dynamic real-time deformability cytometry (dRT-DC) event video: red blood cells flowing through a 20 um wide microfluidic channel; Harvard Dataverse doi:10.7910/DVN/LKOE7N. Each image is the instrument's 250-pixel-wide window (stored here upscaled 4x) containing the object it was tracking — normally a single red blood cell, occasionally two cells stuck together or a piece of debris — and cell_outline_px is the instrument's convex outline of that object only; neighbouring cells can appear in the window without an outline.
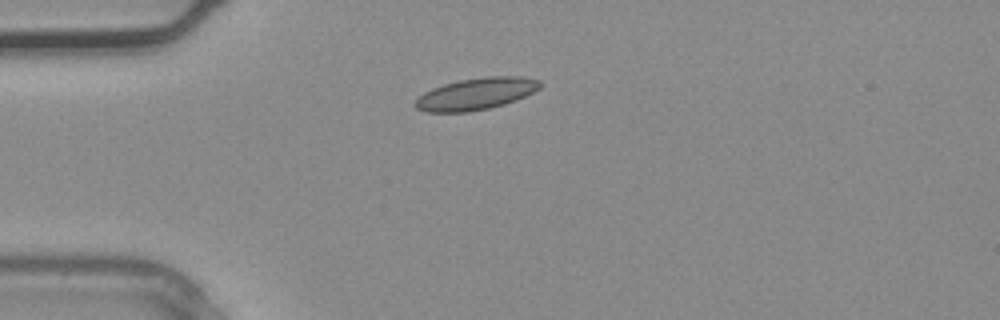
{"species": "common noctule bat (a hibernating species)", "species_latin": "Nyctalus noctula", "temperature_condition": "warm", "stored_images_in_passage": 2, "camera_frame_rate_fps": 3000, "um_per_image_px": 0.085, "animal": {"sex": "male", "body_mass_g": 20.4}, "frame": {"image": 1, "passage_image": 2, "time_ms": 0.333, "image_size_px": [1000, 320], "cell_outline_px": [[544, 84], [540, 88], [516, 100], [504, 104], [488, 108], [468, 112], [428, 112], [416, 108], [412, 104], [424, 92], [432, 88], [444, 84], [460, 80], [488, 76], [520, 76], [540, 80]], "centroid_in_image_um": [40.47, 7.97], "position_along_channel_um": 44.5, "area_um2": 23.12}}